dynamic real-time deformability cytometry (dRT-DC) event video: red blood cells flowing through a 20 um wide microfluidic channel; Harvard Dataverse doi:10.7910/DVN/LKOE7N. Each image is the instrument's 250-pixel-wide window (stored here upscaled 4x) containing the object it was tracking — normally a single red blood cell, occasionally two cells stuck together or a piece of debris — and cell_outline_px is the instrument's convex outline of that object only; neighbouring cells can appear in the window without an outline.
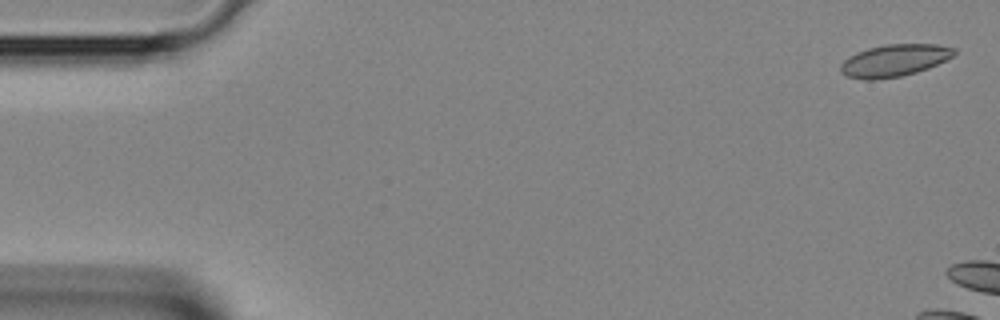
{"species": "Egyptian fruit bat (a non-hibernating species)", "species_latin": "Rousettus aegyptiacus", "temperature_condition": "room temperature", "stored_images_in_passage": 7, "camera_frame_rate_fps": 3000, "um_per_image_px": 0.085, "animal": {"sex": "female"}, "frame": {"image": 1, "passage_image": 1, "time_ms": 0.0, "image_size_px": [1000, 320], "cell_outline_px": [[956, 52], [952, 56], [928, 68], [916, 72], [900, 76], [876, 80], [864, 80], [848, 76], [840, 72], [840, 64], [848, 56], [856, 52], [868, 48], [884, 44], [936, 44], [956, 48]], "centroid_in_image_um": [75.98, 5.13], "position_along_channel_um": 9.0, "area_um2": 21.27}}